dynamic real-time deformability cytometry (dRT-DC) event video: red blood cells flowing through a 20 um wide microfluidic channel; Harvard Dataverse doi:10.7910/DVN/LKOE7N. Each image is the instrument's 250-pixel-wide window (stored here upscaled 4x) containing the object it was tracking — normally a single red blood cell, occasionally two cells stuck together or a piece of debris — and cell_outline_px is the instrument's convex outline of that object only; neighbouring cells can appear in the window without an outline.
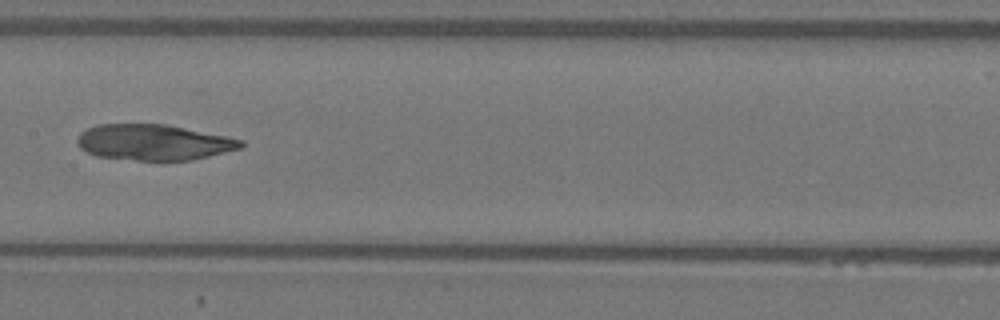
{"species": "Egyptian fruit bat (a non-hibernating species)", "species_latin": "Rousettus aegyptiacus", "temperature_condition": "warm", "stored_images_in_passage": 5, "camera_frame_rate_fps": 3000, "um_per_image_px": 0.085, "animal": {"sex": "female"}, "frame": {"image": 1, "passage_image": 5, "time_ms": 1.333, "image_size_px": [1000, 320], "cell_outline_px": [[244, 144], [240, 148], [192, 160], [136, 160], [96, 156], [80, 148], [76, 144], [76, 140], [80, 132], [96, 124], [164, 124], [228, 136], [244, 140]], "centroid_in_image_um": [13.04, 12.09], "position_along_channel_um": 194.4, "area_um2": 34.1}}